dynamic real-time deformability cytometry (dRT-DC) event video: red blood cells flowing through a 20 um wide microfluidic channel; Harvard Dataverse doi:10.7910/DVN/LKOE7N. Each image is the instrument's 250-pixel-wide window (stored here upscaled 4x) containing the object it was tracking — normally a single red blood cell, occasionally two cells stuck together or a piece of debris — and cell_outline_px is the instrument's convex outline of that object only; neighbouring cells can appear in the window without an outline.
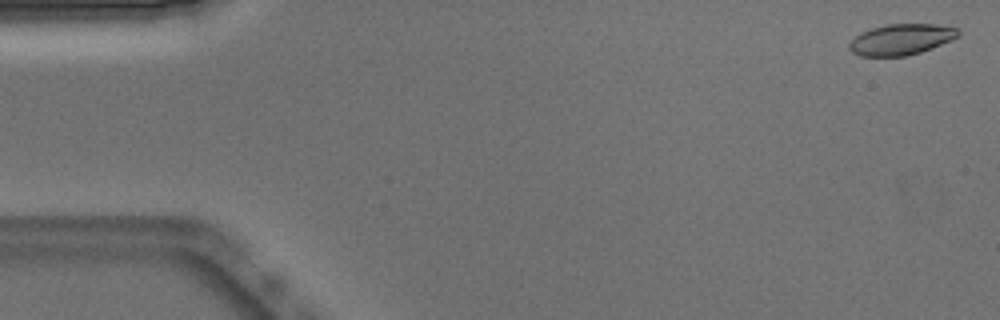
{"species": "Egyptian fruit bat (a non-hibernating species)", "species_latin": "Rousettus aegyptiacus", "temperature_condition": "warm", "stored_images_in_passage": 13, "camera_frame_rate_fps": 3000, "um_per_image_px": 0.085, "animal": {"sex": "male"}, "frame": {"image": 1, "passage_image": 1, "time_ms": 0.0, "image_size_px": [1000, 320], "cell_outline_px": [[960, 32], [952, 40], [932, 48], [920, 52], [904, 56], [860, 56], [852, 52], [848, 48], [848, 44], [860, 32], [872, 28], [888, 24], [936, 24], [956, 28]], "centroid_in_image_um": [76.57, 3.35], "position_along_channel_um": 8.4, "area_um2": 19.54}}